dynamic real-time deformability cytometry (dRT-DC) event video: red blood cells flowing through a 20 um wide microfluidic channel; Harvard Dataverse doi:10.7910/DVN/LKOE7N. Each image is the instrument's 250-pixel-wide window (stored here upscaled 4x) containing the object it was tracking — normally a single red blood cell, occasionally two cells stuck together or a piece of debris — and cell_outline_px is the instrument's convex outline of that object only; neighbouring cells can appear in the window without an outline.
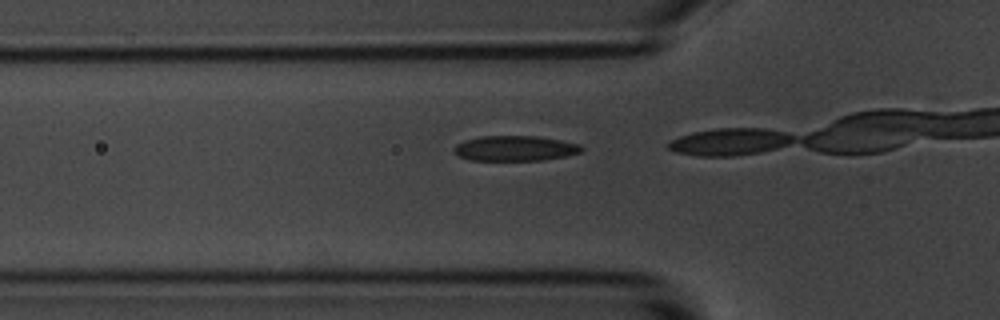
{"species": "common noctule bat (a hibernating species)", "species_latin": "Nyctalus noctula", "temperature_condition": "room temperature", "stored_images_in_passage": 4, "camera_frame_rate_fps": 3000, "um_per_image_px": 0.085, "animal": {"sex": "male", "body_mass_g": 20.1, "forearm_length_mm": 53.5}, "frame": {"image": 1, "passage_image": 2, "time_ms": 0.333, "image_size_px": [1000, 320], "cell_outline_px": [[584, 148], [580, 152], [564, 156], [544, 160], [468, 160], [460, 156], [452, 148], [456, 144], [464, 140], [480, 136], [536, 136], [560, 140], [580, 144]], "centroid_in_image_um": [43.76, 12.6], "position_along_channel_um": 82.0, "area_um2": 18.67}}